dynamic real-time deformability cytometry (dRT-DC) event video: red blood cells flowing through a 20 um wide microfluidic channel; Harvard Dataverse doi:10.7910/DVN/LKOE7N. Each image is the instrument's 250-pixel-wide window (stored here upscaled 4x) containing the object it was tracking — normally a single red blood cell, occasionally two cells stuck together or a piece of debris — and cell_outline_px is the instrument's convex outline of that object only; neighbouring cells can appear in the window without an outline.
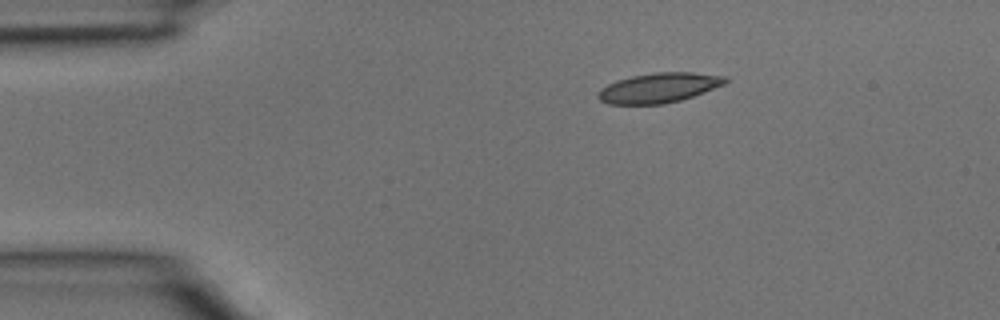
{"species": "common noctule bat (a hibernating species)", "species_latin": "Nyctalus noctula", "temperature_condition": "room temperature", "stored_images_in_passage": 3, "camera_frame_rate_fps": 3000, "um_per_image_px": 0.085, "animal": {"sex": "male", "body_mass_g": 15.6}, "frame": {"image": 1, "passage_image": 1, "time_ms": 0.0, "image_size_px": [1000, 320], "cell_outline_px": [[728, 80], [724, 84], [704, 92], [680, 100], [664, 104], [608, 104], [600, 100], [596, 96], [596, 92], [600, 88], [616, 80], [632, 76], [656, 72], [692, 72], [728, 76]], "centroid_in_image_um": [55.98, 7.46], "position_along_channel_um": 29.0, "area_um2": 22.2}}